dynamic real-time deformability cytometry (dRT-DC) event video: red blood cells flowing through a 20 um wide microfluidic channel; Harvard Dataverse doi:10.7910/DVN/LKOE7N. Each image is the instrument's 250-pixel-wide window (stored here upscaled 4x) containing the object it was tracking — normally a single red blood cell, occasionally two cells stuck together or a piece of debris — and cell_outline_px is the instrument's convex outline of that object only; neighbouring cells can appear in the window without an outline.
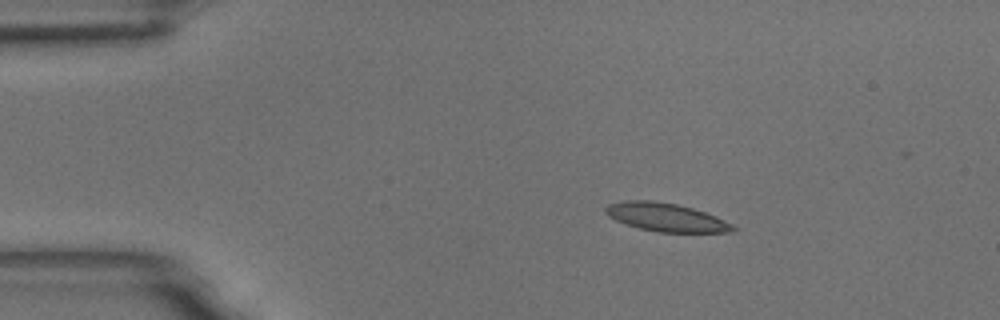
{"species": "common noctule bat (a hibernating species)", "species_latin": "Nyctalus noctula", "temperature_condition": "room temperature", "stored_images_in_passage": 48, "camera_frame_rate_fps": 3000, "um_per_image_px": 0.085, "animal": {"sex": "male", "body_mass_g": 18.8}, "frame": {"image": 1, "passage_image": 1, "time_ms": 0.0, "image_size_px": [1000, 320], "cell_outline_px": [[740, 228], [736, 232], [656, 232], [624, 224], [608, 216], [604, 212], [604, 208], [608, 204], [624, 200], [652, 200], [676, 204], [692, 208], [704, 212], [724, 220]], "centroid_in_image_um": [56.61, 18.47], "position_along_channel_um": 28.4, "area_um2": 21.15}}
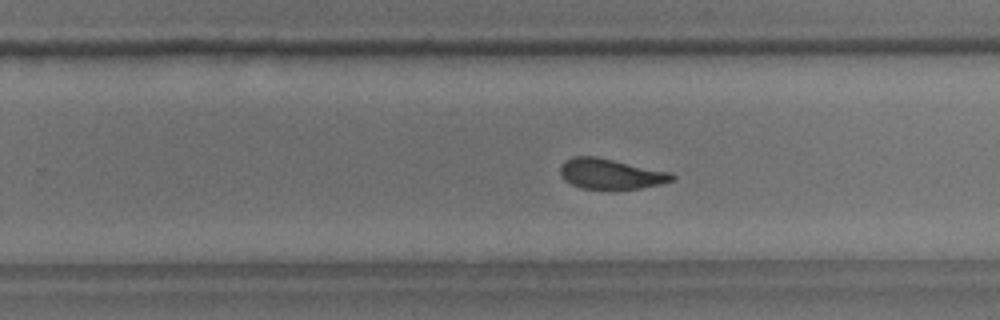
{"frame": {"image": 2, "passage_image": 27, "time_ms": 8.667, "image_size_px": [1000, 320], "cell_outline_px": [[676, 180], [660, 184], [640, 188], [612, 192], [608, 192], [580, 188], [564, 180], [560, 172], [560, 164], [564, 160], [572, 156], [596, 156], [672, 172], [676, 176]], "centroid_in_image_um": [51.91, 14.82], "position_along_channel_um": 277.9, "area_um2": 20.75}}
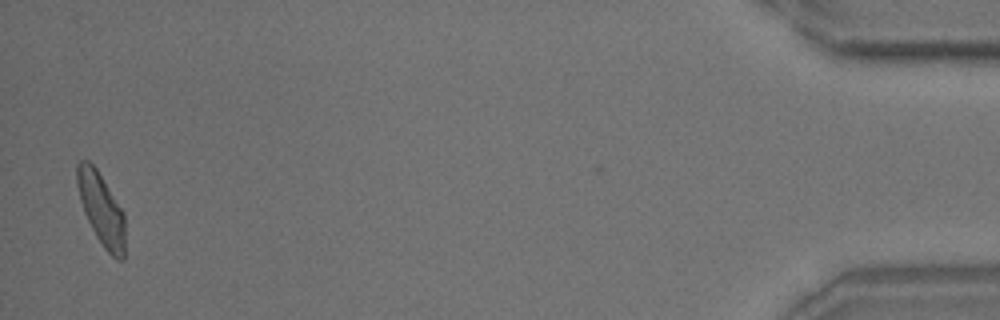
{"frame": {"image": 3, "passage_image": 47, "time_ms": 15.333, "image_size_px": [1000, 320], "cell_outline_px": [[124, 260], [116, 260], [104, 248], [96, 236], [84, 212], [80, 200], [76, 184], [76, 164], [80, 160], [88, 160], [96, 168], [124, 212]], "centroid_in_image_um": [8.6, 17.76], "position_along_channel_um": 426.6, "area_um2": 20.11}, "authors_computed_cell_mechanics": {"area_um2": 20.4323, "velocity_mm_per_s": 3.5555, "shape_relaxation_time_tau1_ms": 3.9168, "shape_relaxation_time_tau2_ms": 2.0251, "deformation_change_tau1": 0.1427, "deformation_change_tau2": 0.088}}